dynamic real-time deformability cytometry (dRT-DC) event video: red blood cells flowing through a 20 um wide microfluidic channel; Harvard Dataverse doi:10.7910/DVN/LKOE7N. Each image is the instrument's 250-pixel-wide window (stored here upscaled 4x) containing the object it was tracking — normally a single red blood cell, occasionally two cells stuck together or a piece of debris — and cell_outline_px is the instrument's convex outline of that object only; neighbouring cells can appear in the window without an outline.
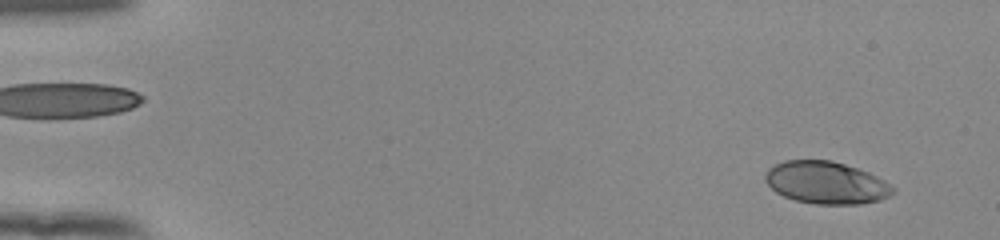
{"species": "human", "species_latin": "Homo sapiens", "temperature_condition": "room temperature", "stored_images_in_passage": 54, "camera_frame_rate_fps": 3000, "um_per_image_px": 0.085, "donor": {"sex": "female"}, "frame": {"image": 1, "passage_image": 4, "time_ms": 1.0, "image_size_px": [1000, 240], "cell_outline_px": [[896, 192], [880, 200], [860, 204], [816, 204], [796, 200], [784, 196], [776, 192], [764, 180], [764, 176], [768, 168], [784, 160], [832, 160], [868, 172], [884, 180], [896, 188]], "centroid_in_image_um": [70.23, 15.53], "position_along_channel_um": 14.8, "area_um2": 31.5}}
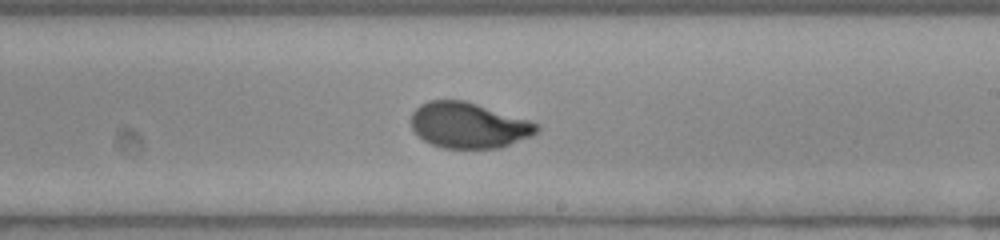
{"frame": {"image": 2, "passage_image": 33, "time_ms": 10.667, "image_size_px": [1000, 240], "cell_outline_px": [[540, 132], [532, 136], [500, 148], [444, 148], [432, 144], [424, 140], [412, 128], [412, 112], [420, 104], [428, 100], [464, 100], [528, 120], [540, 124]], "centroid_in_image_um": [39.86, 10.65], "position_along_channel_um": 249.1, "area_um2": 33.35}}
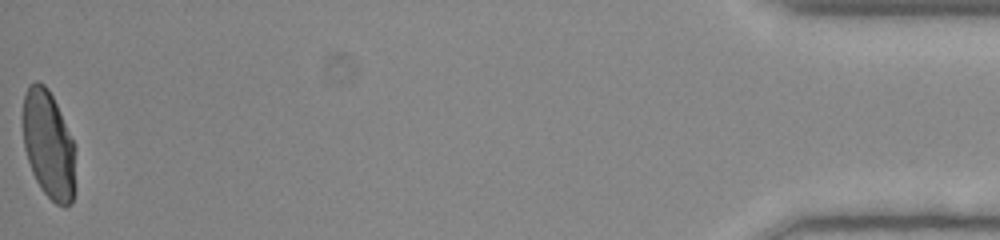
{"frame": {"image": 3, "passage_image": 54, "time_ms": 17.667, "image_size_px": [1000, 240], "cell_outline_px": [[76, 188], [72, 204], [64, 208], [56, 204], [40, 188], [32, 172], [24, 148], [20, 116], [24, 96], [28, 84], [36, 80], [44, 84], [48, 88], [56, 104], [76, 148]], "centroid_in_image_um": [4.13, 12.32], "position_along_channel_um": 431.1, "area_um2": 34.22}, "authors_computed_cell_mechanics": {"area_um2": 33.1772, "velocity_mm_per_s": 3.8855, "shape_relaxation_time_tau1_ms": 3.4174, "shape_relaxation_time_tau2_ms": null, "deformation_change_tau1": 0.1697, "deformation_change_tau2": null}}